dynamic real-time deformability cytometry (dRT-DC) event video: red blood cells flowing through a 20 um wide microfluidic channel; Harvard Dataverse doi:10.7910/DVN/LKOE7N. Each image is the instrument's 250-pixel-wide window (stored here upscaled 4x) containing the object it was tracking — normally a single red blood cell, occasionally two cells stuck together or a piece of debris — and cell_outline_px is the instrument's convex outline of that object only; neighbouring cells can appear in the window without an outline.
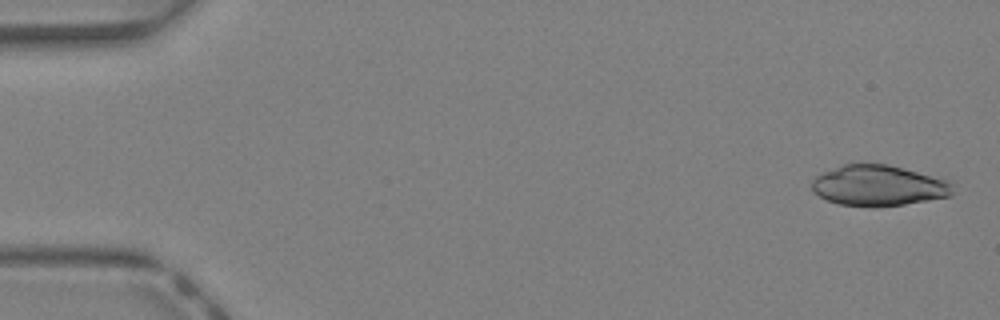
{"species": "Egyptian fruit bat (a non-hibernating species)", "species_latin": "Rousettus aegyptiacus", "temperature_condition": "warm", "stored_images_in_passage": 43, "camera_frame_rate_fps": 3000, "um_per_image_px": 0.085, "animal": {"sex": "female"}, "frame": {"image": 1, "passage_image": 2, "time_ms": 0.333, "image_size_px": [1000, 320], "cell_outline_px": [[952, 196], [904, 204], [872, 208], [840, 204], [828, 200], [812, 192], [812, 180], [816, 176], [824, 172], [844, 164], [888, 164], [952, 180]], "centroid_in_image_um": [74.71, 15.78], "position_along_channel_um": 10.3, "area_um2": 33.64}}